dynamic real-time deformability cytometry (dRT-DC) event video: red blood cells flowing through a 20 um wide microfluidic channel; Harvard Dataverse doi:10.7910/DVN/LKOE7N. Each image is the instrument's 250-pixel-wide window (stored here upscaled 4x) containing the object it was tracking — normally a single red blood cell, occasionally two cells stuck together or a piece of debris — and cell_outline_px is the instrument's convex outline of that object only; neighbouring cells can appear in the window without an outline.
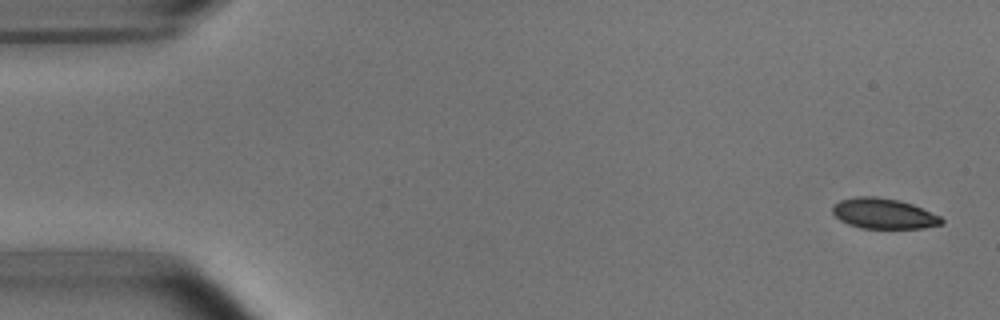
{"species": "common noctule bat (a hibernating species)", "species_latin": "Nyctalus noctula", "temperature_condition": "room temperature", "stored_images_in_passage": 4, "camera_frame_rate_fps": 3000, "um_per_image_px": 0.085, "animal": {"sex": "male", "body_mass_g": 15.6}, "frame": {"image": 1, "passage_image": 1, "time_ms": 0.0, "image_size_px": [1000, 320], "cell_outline_px": [[944, 224], [924, 228], [860, 228], [848, 224], [840, 220], [832, 212], [832, 204], [840, 200], [856, 196], [876, 196], [900, 200], [912, 204], [940, 216], [944, 220]], "centroid_in_image_um": [75.1, 18.15], "position_along_channel_um": 9.9, "area_um2": 19.48}}